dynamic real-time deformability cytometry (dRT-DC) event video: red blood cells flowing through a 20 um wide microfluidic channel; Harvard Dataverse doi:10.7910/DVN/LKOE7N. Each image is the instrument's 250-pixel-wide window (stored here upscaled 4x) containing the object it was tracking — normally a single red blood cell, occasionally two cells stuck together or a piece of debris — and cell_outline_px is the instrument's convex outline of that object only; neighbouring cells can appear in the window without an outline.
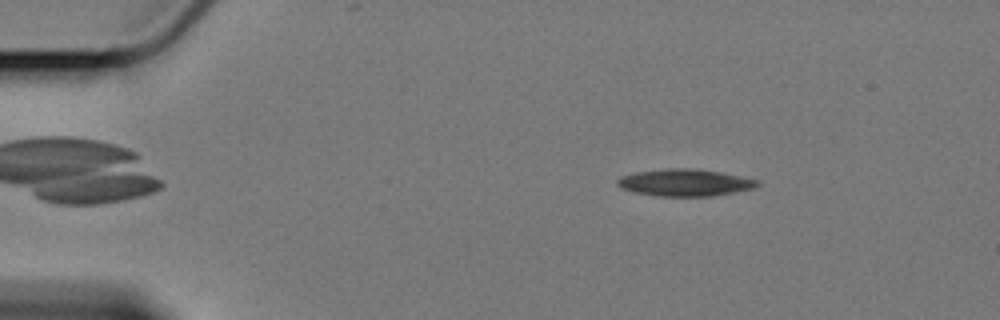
{"species": "Egyptian fruit bat (a non-hibernating species)", "species_latin": "Rousettus aegyptiacus", "temperature_condition": "cold", "stored_images_in_passage": 51, "camera_frame_rate_fps": 3000, "um_per_image_px": 0.085, "animal": {"sex": "female"}, "frame": {"image": 1, "passage_image": 2, "time_ms": 0.333, "image_size_px": [1000, 320], "cell_outline_px": [[760, 184], [756, 188], [736, 192], [712, 196], [660, 196], [636, 192], [620, 188], [616, 184], [616, 180], [620, 176], [636, 172], [664, 168], [696, 168], [720, 172], [760, 180]], "centroid_in_image_um": [58.24, 15.51], "position_along_channel_um": 26.8, "area_um2": 22.25}}
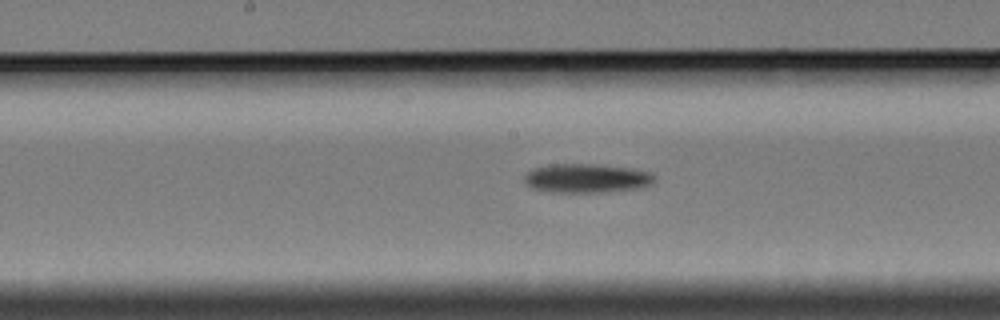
{"frame": {"image": 2, "passage_image": 23, "time_ms": 7.333, "image_size_px": [1000, 320], "cell_outline_px": [[656, 180], [652, 184], [640, 188], [608, 192], [552, 192], [532, 188], [524, 180], [524, 176], [532, 168], [548, 164], [592, 164], [628, 168], [652, 172], [656, 176]], "centroid_in_image_um": [49.89, 15.15], "position_along_channel_um": 198.3, "area_um2": 22.14}}
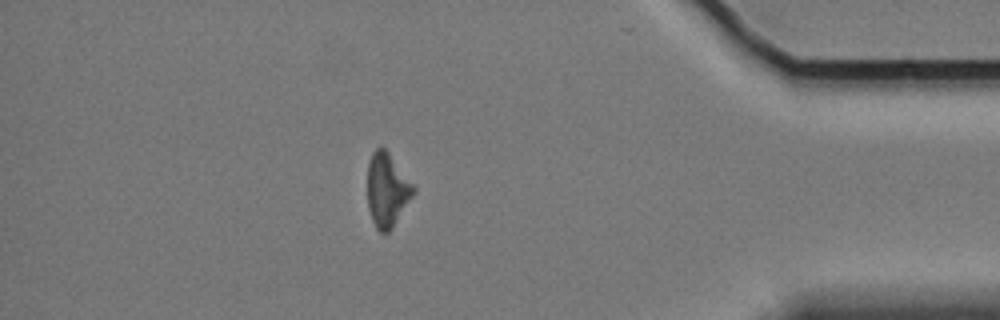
{"frame": {"image": 3, "passage_image": 44, "time_ms": 14.333, "image_size_px": [1000, 320], "cell_outline_px": [[416, 192], [392, 228], [388, 232], [380, 232], [376, 228], [372, 220], [368, 208], [368, 164], [372, 152], [376, 148], [384, 148], [388, 152], [416, 188]], "centroid_in_image_um": [32.91, 16.16], "position_along_channel_um": 402.3, "area_um2": 19.59}, "authors_computed_cell_mechanics": {"area_um2": 21.5016, "velocity_mm_per_s": 3.4081, "shape_relaxation_time_tau1_ms": 4.4576, "shape_relaxation_time_tau2_ms": null, "deformation_change_tau1": 0.1062, "deformation_change_tau2": null}}